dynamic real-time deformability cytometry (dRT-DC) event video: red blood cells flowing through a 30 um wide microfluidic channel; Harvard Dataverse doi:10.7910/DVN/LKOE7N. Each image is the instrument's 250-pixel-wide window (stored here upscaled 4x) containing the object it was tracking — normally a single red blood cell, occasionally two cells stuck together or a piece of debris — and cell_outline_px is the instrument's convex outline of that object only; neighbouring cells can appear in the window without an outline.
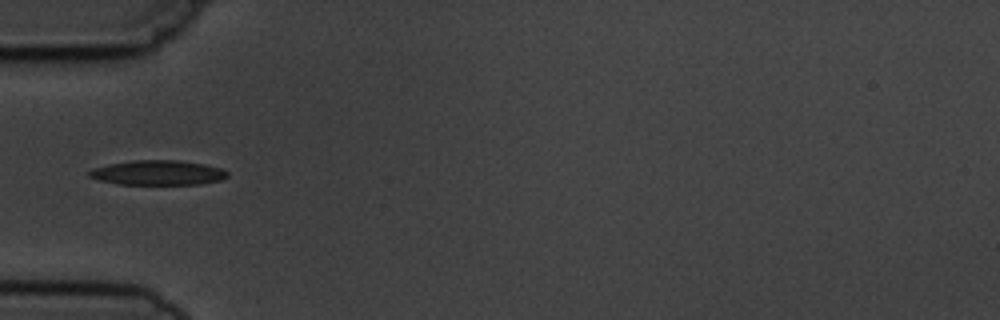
{"species": "common noctule bat (a hibernating species)", "species_latin": "Nyctalus noctula", "temperature_condition": "cold", "stored_images_in_passage": 5, "camera_frame_rate_fps": 3000, "um_per_image_px": 0.085, "animal": {"sex": "male", "body_mass_g": 19.5, "forearm_length_mm": 54.6}, "frame": {"image": 1, "passage_image": 5, "time_ms": 4.667, "image_size_px": [1000, 320], "cell_outline_px": [[228, 176], [220, 180], [200, 184], [116, 184], [100, 180], [88, 176], [88, 172], [92, 168], [108, 164], [132, 160], [180, 160], [204, 164], [220, 168], [228, 172]], "centroid_in_image_um": [13.4, 14.67], "position_along_channel_um": 71.6, "area_um2": 19.94}}